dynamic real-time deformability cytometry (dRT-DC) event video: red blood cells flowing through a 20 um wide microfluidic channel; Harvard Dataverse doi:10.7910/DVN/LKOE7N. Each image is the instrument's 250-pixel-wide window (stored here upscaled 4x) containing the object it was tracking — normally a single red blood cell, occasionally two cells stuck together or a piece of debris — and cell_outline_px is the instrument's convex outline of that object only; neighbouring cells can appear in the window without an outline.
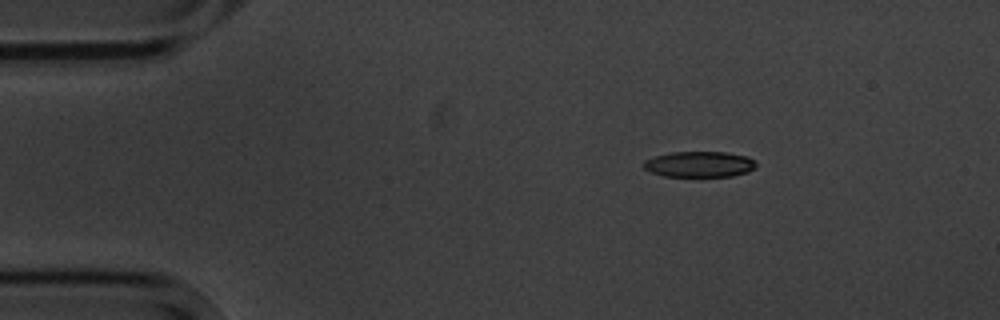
{"species": "common noctule bat (a hibernating species)", "species_latin": "Nyctalus noctula", "temperature_condition": "cold", "stored_images_in_passage": 5, "segment_of_instrument_passage": [2, 2], "camera_frame_rate_fps": 3000, "um_per_image_px": 0.085, "animal": {"sex": "male", "body_mass_g": 20.1, "forearm_length_mm": 53.5}, "frame": {"image": 1, "passage_image": 5, "time_ms": 5.667, "image_size_px": [1000, 320], "cell_outline_px": [[756, 164], [748, 172], [732, 176], [664, 176], [652, 172], [644, 168], [644, 160], [656, 156], [672, 152], [728, 152], [748, 156], [756, 160]], "centroid_in_image_um": [59.48, 13.95], "position_along_channel_um": 25.5, "area_um2": 16.82}}